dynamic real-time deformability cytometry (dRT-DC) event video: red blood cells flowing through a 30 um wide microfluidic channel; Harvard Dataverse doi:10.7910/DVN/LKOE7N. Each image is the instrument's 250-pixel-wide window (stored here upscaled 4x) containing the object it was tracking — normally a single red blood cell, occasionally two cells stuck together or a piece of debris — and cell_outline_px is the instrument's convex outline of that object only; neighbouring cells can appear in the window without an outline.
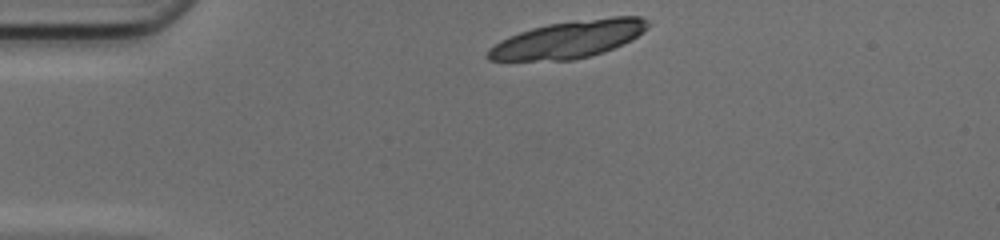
{"species": "common noctule bat (a hibernating species)", "species_latin": "Nyctalus noctula", "temperature_condition": "cold", "stored_images_in_passage": 8, "camera_frame_rate_fps": 3000, "um_per_image_px": 0.085, "animal": {"sex": "female", "body_mass_g": 17.0, "forearm_length_mm": 48.0}, "frame": {"image": 1, "passage_image": 1, "time_ms": 0.0, "image_size_px": [1000, 240], "cell_outline_px": [[648, 28], [636, 36], [604, 52], [572, 60], [488, 60], [484, 56], [500, 40], [508, 36], [532, 28], [548, 24], [612, 16], [640, 16], [648, 20]], "centroid_in_image_um": [48.32, 3.34], "position_along_channel_um": 36.7, "area_um2": 34.16}}